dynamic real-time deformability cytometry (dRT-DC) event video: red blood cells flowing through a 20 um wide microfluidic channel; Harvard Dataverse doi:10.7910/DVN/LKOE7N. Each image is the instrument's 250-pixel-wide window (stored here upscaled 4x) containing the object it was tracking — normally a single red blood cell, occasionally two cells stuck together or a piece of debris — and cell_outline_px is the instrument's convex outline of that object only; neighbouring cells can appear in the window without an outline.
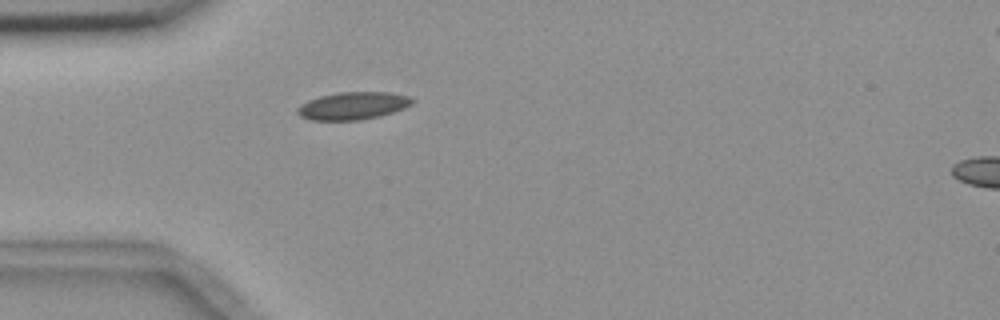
{"species": "common noctule bat (a hibernating species)", "species_latin": "Nyctalus noctula", "temperature_condition": "room temperature", "stored_images_in_passage": 2, "segment_of_instrument_passage": [1, 2], "camera_frame_rate_fps": 3000, "um_per_image_px": 0.085, "animal": {"sex": "female", "body_mass_g": 18.4}, "frame": {"image": 1, "passage_image": 1, "time_ms": 0.0, "image_size_px": [1000, 320], "cell_outline_px": [[416, 100], [412, 104], [404, 108], [380, 116], [360, 120], [312, 120], [300, 116], [296, 112], [296, 108], [300, 104], [308, 100], [320, 96], [340, 92], [388, 92], [412, 96]], "centroid_in_image_um": [30.02, 8.98], "position_along_channel_um": 55.0, "area_um2": 18.61}}